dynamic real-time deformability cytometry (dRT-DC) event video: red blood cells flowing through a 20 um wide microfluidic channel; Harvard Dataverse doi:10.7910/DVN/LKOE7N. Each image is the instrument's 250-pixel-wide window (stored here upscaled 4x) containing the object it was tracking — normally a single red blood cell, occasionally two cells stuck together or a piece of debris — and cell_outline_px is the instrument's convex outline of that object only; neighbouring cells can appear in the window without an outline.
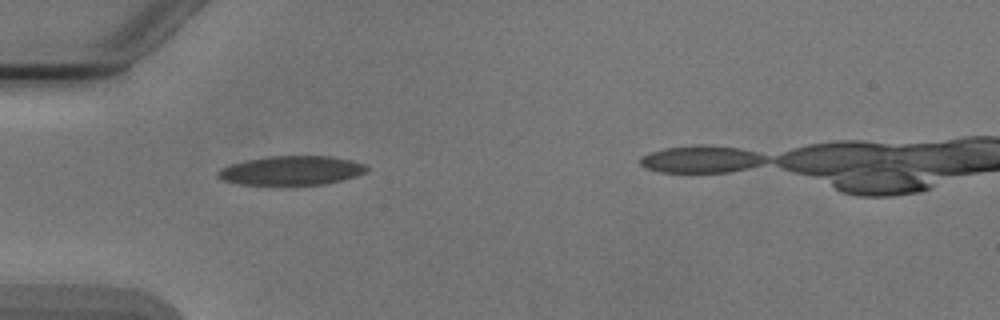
{"species": "Egyptian fruit bat (a non-hibernating species)", "species_latin": "Rousettus aegyptiacus", "temperature_condition": "cold", "stored_images_in_passage": 33, "camera_frame_rate_fps": 3000, "um_per_image_px": 0.085, "animal": {"sex": "male"}, "frame": {"image": 1, "passage_image": 1, "time_ms": 0.0, "image_size_px": [1000, 320], "cell_outline_px": [[368, 168], [364, 172], [356, 176], [324, 184], [240, 184], [224, 180], [216, 176], [216, 172], [220, 168], [232, 164], [248, 160], [268, 156], [332, 156], [364, 164]], "centroid_in_image_um": [24.74, 14.48], "position_along_channel_um": 60.3, "area_um2": 24.8}}
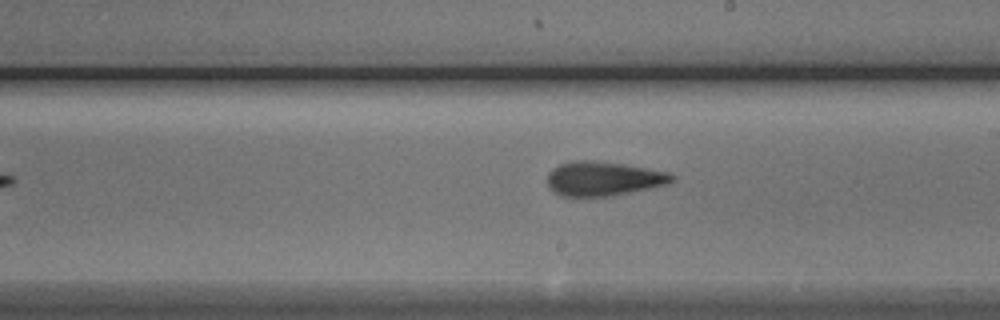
{"frame": {"image": 2, "passage_image": 15, "time_ms": 4.667, "image_size_px": [1000, 320], "cell_outline_px": [[676, 180], [668, 184], [608, 196], [560, 196], [552, 192], [548, 184], [548, 172], [552, 168], [560, 164], [576, 160], [588, 160], [624, 164], [668, 172], [676, 176]], "centroid_in_image_um": [51.27, 15.18], "position_along_channel_um": 237.7, "area_um2": 24.8}}
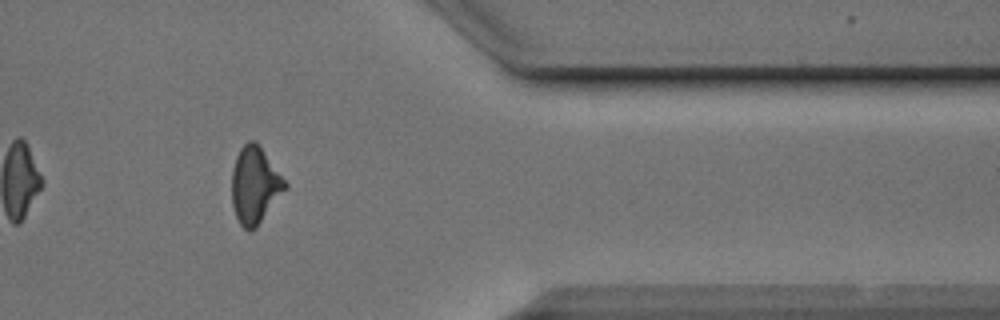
{"frame": {"image": 3, "passage_image": 28, "time_ms": 9.0, "image_size_px": [1000, 320], "cell_outline_px": [[288, 188], [256, 228], [248, 232], [240, 224], [236, 216], [232, 204], [232, 168], [236, 156], [240, 148], [248, 140], [256, 140], [288, 184]], "centroid_in_image_um": [21.67, 15.74], "position_along_channel_um": 389.7, "area_um2": 24.04}}